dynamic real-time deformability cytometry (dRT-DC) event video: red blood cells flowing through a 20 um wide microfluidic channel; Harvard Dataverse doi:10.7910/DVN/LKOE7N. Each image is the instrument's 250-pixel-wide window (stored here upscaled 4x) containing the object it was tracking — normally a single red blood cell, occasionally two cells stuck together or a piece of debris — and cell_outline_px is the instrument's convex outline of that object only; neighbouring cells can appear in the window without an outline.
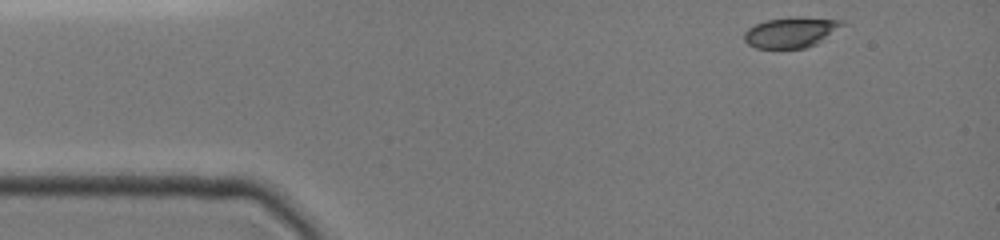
{"species": "common noctule bat (a hibernating species)", "species_latin": "Nyctalus noctula", "temperature_condition": "cold", "stored_images_in_passage": 37, "camera_frame_rate_fps": 3000, "um_per_image_px": 0.085, "animal": {"sex": "female", "body_mass_g": 19.0, "forearm_length_mm": 51.5}, "frame": {"image": 1, "passage_image": 1, "time_ms": 0.0, "image_size_px": [1000, 240], "cell_outline_px": [[844, 24], [816, 44], [804, 48], [756, 48], [748, 44], [744, 40], [744, 32], [748, 28], [756, 24], [768, 20], [796, 16], [800, 16], [844, 20]], "centroid_in_image_um": [67.21, 2.74], "position_along_channel_um": 17.8, "area_um2": 17.28}}
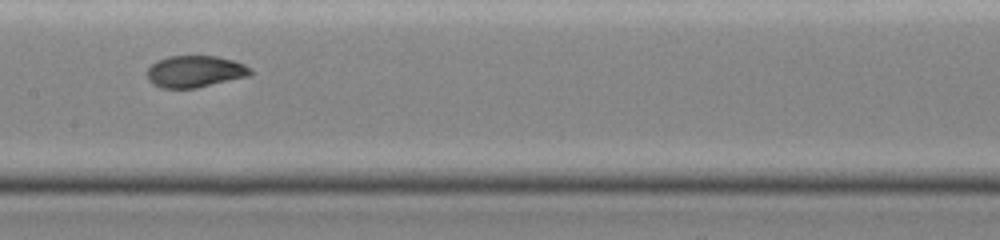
{"frame": {"image": 2, "passage_image": 20, "time_ms": 6.333, "image_size_px": [1000, 240], "cell_outline_px": [[252, 72], [248, 76], [196, 88], [160, 88], [152, 84], [148, 80], [148, 68], [156, 60], [168, 56], [216, 56], [232, 60], [244, 64], [252, 68]], "centroid_in_image_um": [16.55, 6.07], "position_along_channel_um": 190.8, "area_um2": 19.13}}
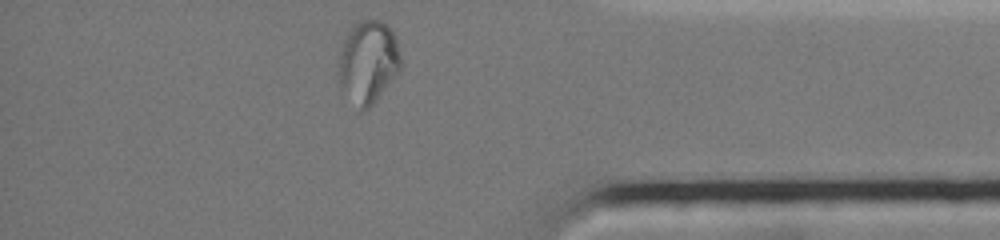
{"frame": {"image": 3, "passage_image": 37, "time_ms": 12.0, "image_size_px": [1000, 240], "cell_outline_px": [[400, 72], [372, 104], [368, 108], [360, 112], [340, 84], [340, 60], [344, 44], [348, 32], [352, 24], [360, 20], [380, 20], [392, 32], [396, 40], [400, 52]], "centroid_in_image_um": [31.33, 5.27], "position_along_channel_um": 403.9, "area_um2": 29.19}}